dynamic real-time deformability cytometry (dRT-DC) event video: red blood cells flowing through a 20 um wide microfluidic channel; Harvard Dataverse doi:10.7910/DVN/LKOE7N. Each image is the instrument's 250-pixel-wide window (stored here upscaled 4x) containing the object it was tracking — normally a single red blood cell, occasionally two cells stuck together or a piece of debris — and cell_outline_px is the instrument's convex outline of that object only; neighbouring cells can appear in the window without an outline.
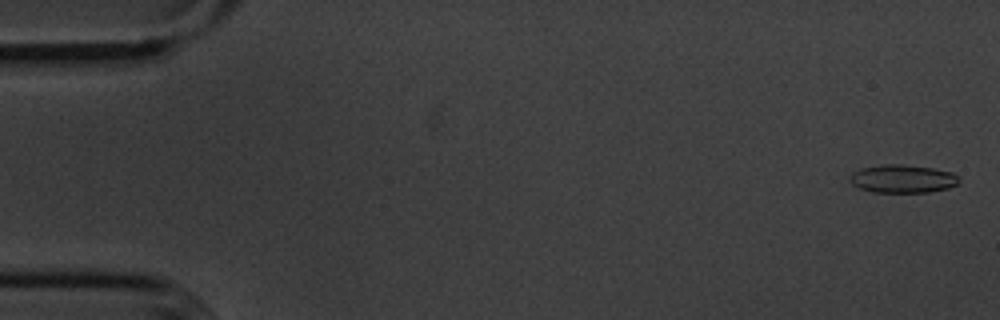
{"species": "common noctule bat (a hibernating species)", "species_latin": "Nyctalus noctula", "temperature_condition": "cold", "stored_images_in_passage": 56, "camera_frame_rate_fps": 3000, "um_per_image_px": 0.085, "animal": {"sex": "male", "body_mass_g": 20.1, "forearm_length_mm": 53.5}, "frame": {"image": 1, "passage_image": 2, "time_ms": 0.333, "image_size_px": [1000, 320], "cell_outline_px": [[960, 180], [956, 184], [948, 188], [928, 192], [872, 192], [860, 188], [852, 184], [848, 180], [848, 176], [852, 172], [860, 168], [884, 164], [904, 164], [932, 168], [952, 172], [960, 176]], "centroid_in_image_um": [76.7, 15.19], "position_along_channel_um": 8.3, "area_um2": 18.09}}
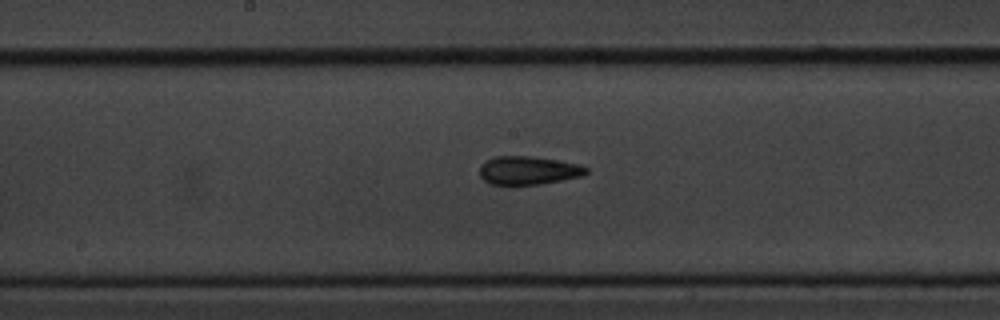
{"frame": {"image": 2, "passage_image": 29, "time_ms": 9.333, "image_size_px": [1000, 320], "cell_outline_px": [[588, 172], [584, 176], [540, 184], [492, 184], [484, 180], [480, 176], [480, 164], [496, 156], [532, 156], [580, 164], [588, 168]], "centroid_in_image_um": [44.94, 14.48], "position_along_channel_um": 203.3, "area_um2": 17.57}}
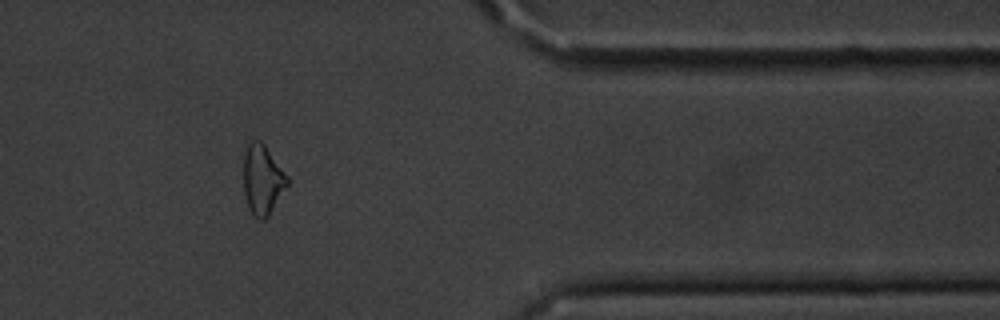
{"frame": {"image": 3, "passage_image": 46, "time_ms": 15.0, "image_size_px": [1000, 320], "cell_outline_px": [[288, 184], [268, 216], [264, 220], [260, 220], [248, 208], [244, 192], [244, 152], [248, 144], [252, 140], [260, 140], [264, 144], [288, 176]], "centroid_in_image_um": [22.3, 15.26], "position_along_channel_um": 389.1, "area_um2": 17.57}, "authors_computed_cell_mechanics": {"area_um2": 18.0047, "velocity_mm_per_s": 3.6166, "shape_relaxation_time_tau1_ms": 2.5649, "shape_relaxation_time_tau2_ms": 2.4709, "deformation_change_tau1": 0.093, "deformation_change_tau2": 0.0942}}